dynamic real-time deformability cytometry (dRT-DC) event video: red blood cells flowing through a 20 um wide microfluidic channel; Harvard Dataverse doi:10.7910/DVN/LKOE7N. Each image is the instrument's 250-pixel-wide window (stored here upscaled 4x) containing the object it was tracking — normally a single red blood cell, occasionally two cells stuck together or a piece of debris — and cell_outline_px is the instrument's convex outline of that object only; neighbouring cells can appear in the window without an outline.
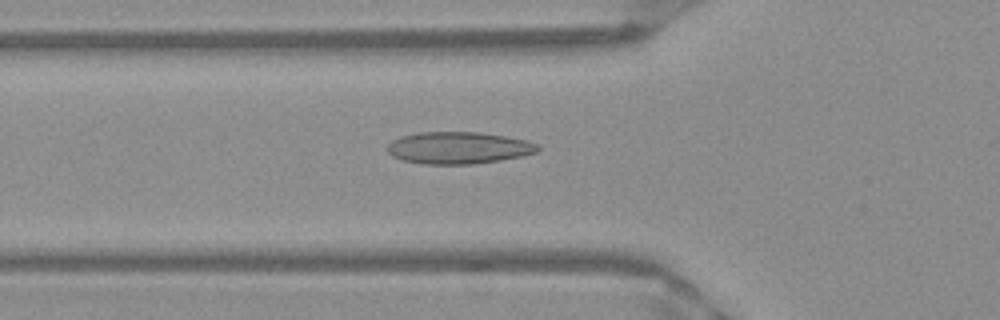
{"species": "Egyptian fruit bat (a non-hibernating species)", "species_latin": "Rousettus aegyptiacus", "temperature_condition": "warm", "stored_images_in_passage": 51, "camera_frame_rate_fps": 3000, "um_per_image_px": 0.085, "frame": {"image": 1, "passage_image": 18, "time_ms": 5.667, "image_size_px": [1000, 320], "cell_outline_px": [[540, 148], [536, 152], [520, 156], [500, 160], [472, 164], [424, 164], [404, 160], [392, 156], [388, 152], [388, 144], [392, 140], [400, 136], [420, 132], [476, 132], [504, 136], [524, 140], [540, 144]], "centroid_in_image_um": [38.96, 12.56], "position_along_channel_um": 86.8, "area_um2": 27.86}}
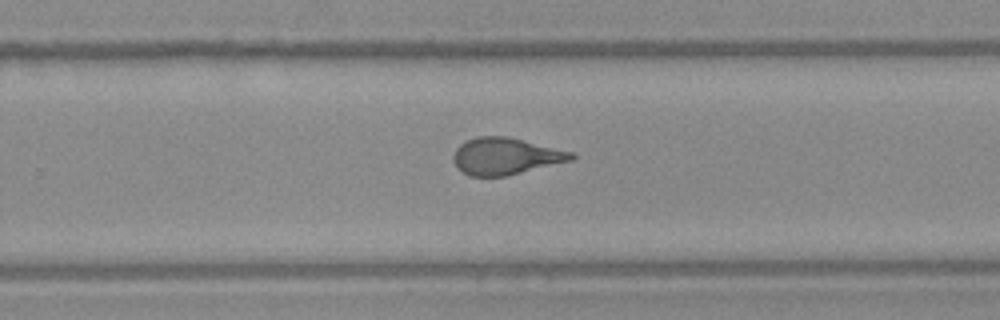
{"frame": {"image": 2, "passage_image": 33, "time_ms": 10.667, "image_size_px": [1000, 320], "cell_outline_px": [[576, 156], [572, 160], [508, 176], [468, 176], [456, 168], [452, 160], [452, 156], [456, 148], [460, 144], [476, 136], [508, 136], [572, 152]], "centroid_in_image_um": [42.93, 13.28], "position_along_channel_um": 286.9, "area_um2": 25.49}}
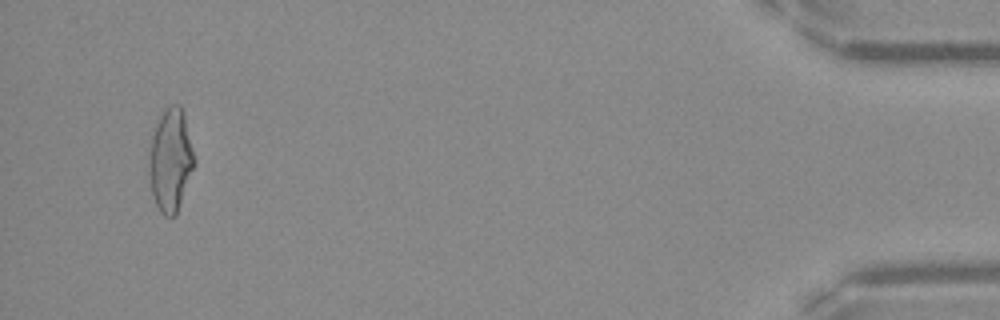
{"frame": {"image": 3, "passage_image": 49, "time_ms": 16.0, "image_size_px": [1000, 320], "cell_outline_px": [[196, 164], [176, 216], [164, 216], [160, 212], [152, 196], [148, 172], [148, 156], [152, 136], [156, 124], [160, 116], [172, 104], [180, 104], [184, 112], [196, 160]], "centroid_in_image_um": [14.51, 13.64], "position_along_channel_um": 420.7, "area_um2": 27.57}, "authors_computed_cell_mechanics": {"area_um2": 26.1834, "velocity_mm_per_s": 3.9867, "shape_relaxation_time_tau1_ms": 8.0006, "shape_relaxation_time_tau2_ms": 1.0239, "deformation_change_tau1": 0.2497, "deformation_change_tau2": 0.0833}}